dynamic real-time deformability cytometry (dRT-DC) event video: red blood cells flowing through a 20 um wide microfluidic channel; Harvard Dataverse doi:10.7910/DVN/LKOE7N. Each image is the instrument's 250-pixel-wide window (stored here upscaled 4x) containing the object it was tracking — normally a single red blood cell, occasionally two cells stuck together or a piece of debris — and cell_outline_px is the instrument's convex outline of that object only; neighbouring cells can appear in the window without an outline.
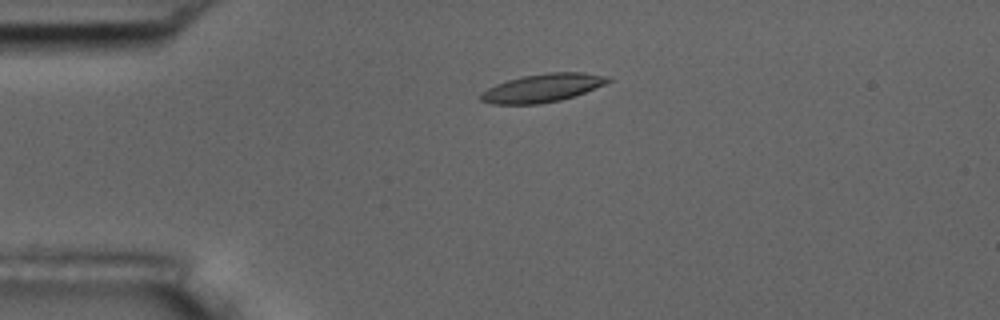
{"species": "common noctule bat (a hibernating species)", "species_latin": "Nyctalus noctula", "temperature_condition": "room temperature", "stored_images_in_passage": 5, "camera_frame_rate_fps": 3000, "um_per_image_px": 0.085, "animal": {"sex": "male", "body_mass_g": 17.5, "forearm_length_mm": 52.3}, "frame": {"image": 1, "passage_image": 4, "time_ms": 3.333, "image_size_px": [1000, 320], "cell_outline_px": [[612, 80], [604, 84], [584, 92], [560, 100], [540, 104], [492, 104], [480, 100], [480, 96], [488, 88], [496, 84], [508, 80], [524, 76], [548, 72], [584, 72], [608, 76]], "centroid_in_image_um": [46.12, 7.47], "position_along_channel_um": 38.9, "area_um2": 20.69}}